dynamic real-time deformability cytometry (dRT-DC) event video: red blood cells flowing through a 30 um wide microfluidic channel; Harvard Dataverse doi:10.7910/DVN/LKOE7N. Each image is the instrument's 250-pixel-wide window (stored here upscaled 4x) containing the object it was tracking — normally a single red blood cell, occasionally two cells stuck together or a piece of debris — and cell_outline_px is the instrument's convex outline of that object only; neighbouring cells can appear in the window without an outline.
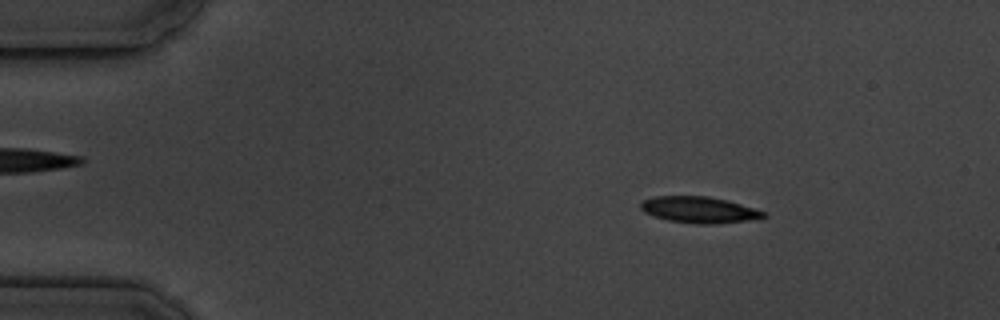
{"species": "common noctule bat (a hibernating species)", "species_latin": "Nyctalus noctula", "temperature_condition": "cold", "stored_images_in_passage": 3, "camera_frame_rate_fps": 3000, "um_per_image_px": 0.085, "animal": {"sex": "male", "body_mass_g": 19.5, "forearm_length_mm": 54.6}, "frame": {"image": 1, "passage_image": 1, "time_ms": 0.0, "image_size_px": [1000, 320], "cell_outline_px": [[768, 216], [744, 220], [716, 224], [696, 224], [668, 220], [644, 212], [640, 208], [640, 204], [644, 200], [656, 196], [708, 196], [728, 200], [768, 212]], "centroid_in_image_um": [59.45, 17.82], "position_along_channel_um": 25.5, "area_um2": 18.73}}